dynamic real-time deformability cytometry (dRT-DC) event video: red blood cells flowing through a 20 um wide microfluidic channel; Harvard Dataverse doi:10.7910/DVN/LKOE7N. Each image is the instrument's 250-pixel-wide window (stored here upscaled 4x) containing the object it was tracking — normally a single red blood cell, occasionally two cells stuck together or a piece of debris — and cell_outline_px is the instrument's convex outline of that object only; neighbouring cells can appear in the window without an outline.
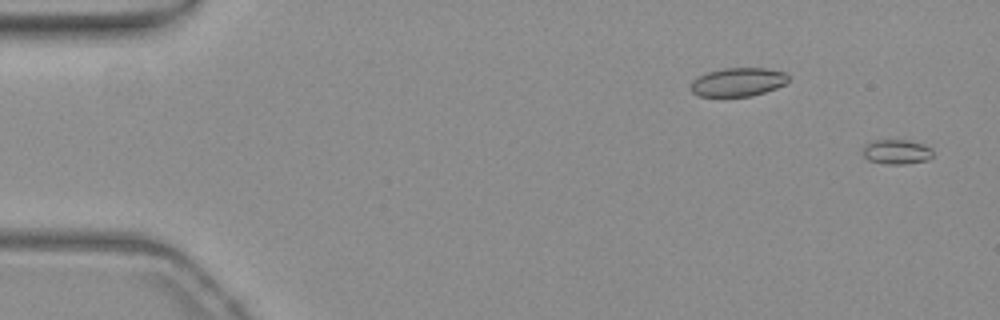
{"species": "common noctule bat (a hibernating species)", "species_latin": "Nyctalus noctula", "temperature_condition": "warm", "stored_images_in_passage": 55, "camera_frame_rate_fps": 3000, "um_per_image_px": 0.085, "animal": {"sex": "female", "body_mass_g": 19.3, "forearm_length_mm": 54.1}, "frame": {"image": 1, "passage_image": 2, "time_ms": 0.333, "image_size_px": [1000, 320], "cell_outline_px": [[932, 156], [928, 160], [904, 164], [888, 164], [868, 160], [864, 156], [864, 148], [872, 140], [908, 140], [924, 144], [932, 148]], "centroid_in_image_um": [76.25, 12.9], "position_along_channel_um": 8.7, "area_um2": 10.0}}
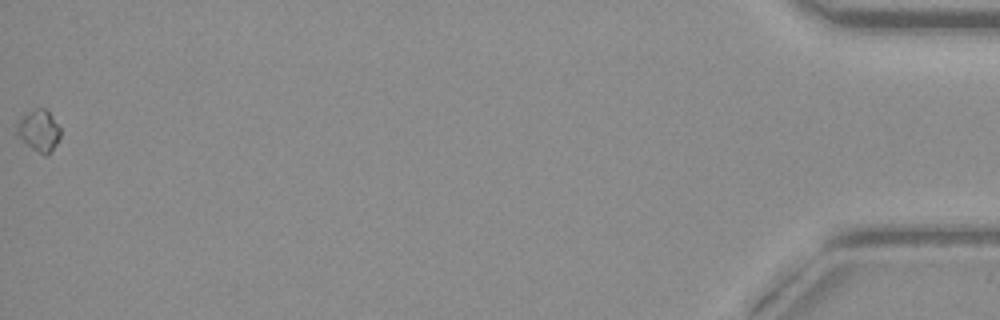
{"frame": {"image": 2, "passage_image": 55, "time_ms": 18.0, "image_size_px": [1000, 320], "cell_outline_px": [[60, 136], [56, 144], [48, 156], [44, 156], [32, 148], [16, 132], [16, 128], [20, 120], [28, 112], [36, 108], [44, 108], [52, 116], [60, 128]], "centroid_in_image_um": [3.34, 11.11], "position_along_channel_um": 431.9, "area_um2": 10.17}}